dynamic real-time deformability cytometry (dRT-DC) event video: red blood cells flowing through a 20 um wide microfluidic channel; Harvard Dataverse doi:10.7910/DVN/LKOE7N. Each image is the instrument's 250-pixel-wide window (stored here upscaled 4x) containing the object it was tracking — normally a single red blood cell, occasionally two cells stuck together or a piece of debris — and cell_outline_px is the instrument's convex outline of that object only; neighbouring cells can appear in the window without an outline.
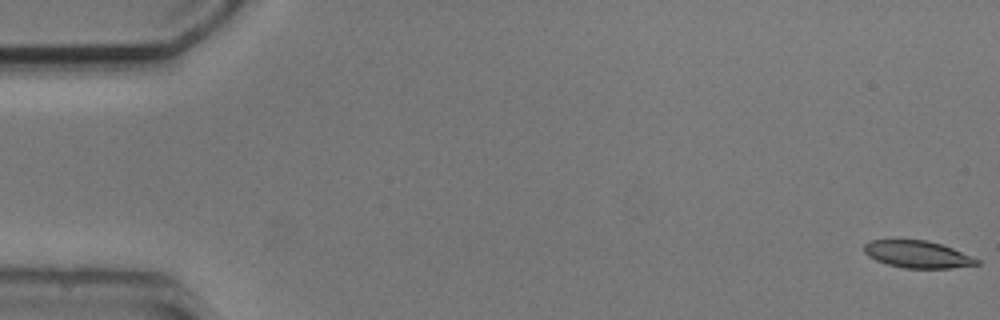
{"species": "common noctule bat (a hibernating species)", "species_latin": "Nyctalus noctula", "temperature_condition": "cold", "stored_images_in_passage": 2, "camera_frame_rate_fps": 3000, "um_per_image_px": 0.085, "animal": {"sex": "male", "body_mass_g": 20.5, "forearm_length_mm": 52.5}, "frame": {"image": 1, "passage_image": 1, "time_ms": 0.0, "image_size_px": [1000, 320], "cell_outline_px": [[980, 264], [952, 268], [904, 268], [888, 264], [876, 260], [868, 256], [864, 252], [864, 244], [872, 240], [924, 240], [940, 244], [952, 248], [972, 256], [980, 260]], "centroid_in_image_um": [78.0, 21.62], "position_along_channel_um": 7.0, "area_um2": 17.69}}